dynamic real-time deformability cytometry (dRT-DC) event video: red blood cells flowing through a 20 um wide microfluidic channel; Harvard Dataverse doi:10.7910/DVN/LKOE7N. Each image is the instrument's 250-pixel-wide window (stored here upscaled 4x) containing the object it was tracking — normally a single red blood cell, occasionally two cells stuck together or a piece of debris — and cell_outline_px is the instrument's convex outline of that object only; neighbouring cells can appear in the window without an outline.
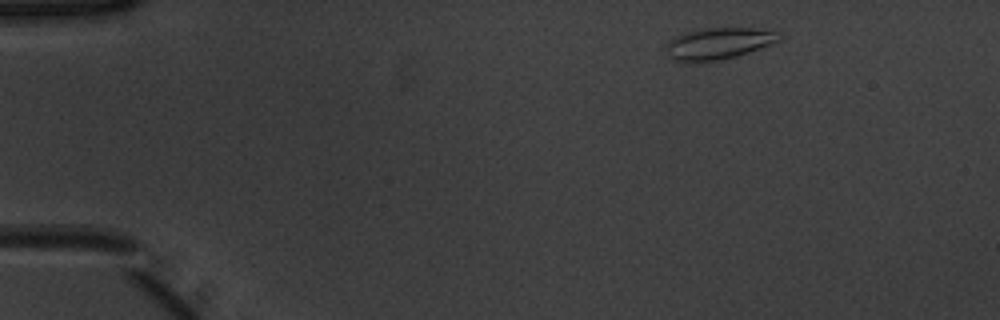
{"species": "common noctule bat (a hibernating species)", "species_latin": "Nyctalus noctula", "temperature_condition": "warm", "stored_images_in_passage": 4, "camera_frame_rate_fps": 3000, "um_per_image_px": 0.085, "animal": {"sex": "male", "body_mass_g": 20.1, "forearm_length_mm": 53.5}, "frame": {"image": 1, "passage_image": 1, "time_ms": 0.0, "image_size_px": [1000, 320], "cell_outline_px": [[784, 32], [776, 40], [768, 44], [748, 52], [736, 56], [720, 60], [684, 64], [668, 56], [664, 48], [676, 36], [688, 32], [708, 28], [752, 28]], "centroid_in_image_um": [61.02, 3.72], "position_along_channel_um": 24.0, "area_um2": 20.63}}